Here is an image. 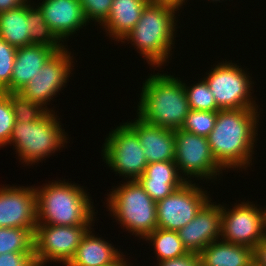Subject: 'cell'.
<instances>
[{
    "label": "cell",
    "mask_w": 266,
    "mask_h": 266,
    "mask_svg": "<svg viewBox=\"0 0 266 266\" xmlns=\"http://www.w3.org/2000/svg\"><path fill=\"white\" fill-rule=\"evenodd\" d=\"M178 10L176 6L151 1L144 8L137 24L121 42H131L151 67H162L173 52L171 50L177 28L175 11Z\"/></svg>",
    "instance_id": "4"
},
{
    "label": "cell",
    "mask_w": 266,
    "mask_h": 266,
    "mask_svg": "<svg viewBox=\"0 0 266 266\" xmlns=\"http://www.w3.org/2000/svg\"><path fill=\"white\" fill-rule=\"evenodd\" d=\"M265 210H262L263 214V233H264V238L266 239V208Z\"/></svg>",
    "instance_id": "40"
},
{
    "label": "cell",
    "mask_w": 266,
    "mask_h": 266,
    "mask_svg": "<svg viewBox=\"0 0 266 266\" xmlns=\"http://www.w3.org/2000/svg\"><path fill=\"white\" fill-rule=\"evenodd\" d=\"M27 10L28 3L0 13V38L15 48L31 45Z\"/></svg>",
    "instance_id": "22"
},
{
    "label": "cell",
    "mask_w": 266,
    "mask_h": 266,
    "mask_svg": "<svg viewBox=\"0 0 266 266\" xmlns=\"http://www.w3.org/2000/svg\"><path fill=\"white\" fill-rule=\"evenodd\" d=\"M123 256L125 255L122 254L117 260L106 266H131L129 262L125 261V258Z\"/></svg>",
    "instance_id": "39"
},
{
    "label": "cell",
    "mask_w": 266,
    "mask_h": 266,
    "mask_svg": "<svg viewBox=\"0 0 266 266\" xmlns=\"http://www.w3.org/2000/svg\"><path fill=\"white\" fill-rule=\"evenodd\" d=\"M72 57L68 48L63 47L56 51L40 68L38 74L18 93L26 99L42 105L48 111H53V109L47 108V105L63 86H66L71 71H73L72 67H74Z\"/></svg>",
    "instance_id": "12"
},
{
    "label": "cell",
    "mask_w": 266,
    "mask_h": 266,
    "mask_svg": "<svg viewBox=\"0 0 266 266\" xmlns=\"http://www.w3.org/2000/svg\"><path fill=\"white\" fill-rule=\"evenodd\" d=\"M137 116L165 129L178 130L190 111L183 82L171 74H151L140 93Z\"/></svg>",
    "instance_id": "2"
},
{
    "label": "cell",
    "mask_w": 266,
    "mask_h": 266,
    "mask_svg": "<svg viewBox=\"0 0 266 266\" xmlns=\"http://www.w3.org/2000/svg\"><path fill=\"white\" fill-rule=\"evenodd\" d=\"M139 178L183 179L174 161L148 163L144 173Z\"/></svg>",
    "instance_id": "33"
},
{
    "label": "cell",
    "mask_w": 266,
    "mask_h": 266,
    "mask_svg": "<svg viewBox=\"0 0 266 266\" xmlns=\"http://www.w3.org/2000/svg\"><path fill=\"white\" fill-rule=\"evenodd\" d=\"M239 67L226 60L211 68L204 78L220 110L258 108L251 96L252 77Z\"/></svg>",
    "instance_id": "7"
},
{
    "label": "cell",
    "mask_w": 266,
    "mask_h": 266,
    "mask_svg": "<svg viewBox=\"0 0 266 266\" xmlns=\"http://www.w3.org/2000/svg\"><path fill=\"white\" fill-rule=\"evenodd\" d=\"M31 0H0V13L6 12L10 9L23 7Z\"/></svg>",
    "instance_id": "37"
},
{
    "label": "cell",
    "mask_w": 266,
    "mask_h": 266,
    "mask_svg": "<svg viewBox=\"0 0 266 266\" xmlns=\"http://www.w3.org/2000/svg\"><path fill=\"white\" fill-rule=\"evenodd\" d=\"M37 196L35 187L0 188V227L36 229Z\"/></svg>",
    "instance_id": "14"
},
{
    "label": "cell",
    "mask_w": 266,
    "mask_h": 266,
    "mask_svg": "<svg viewBox=\"0 0 266 266\" xmlns=\"http://www.w3.org/2000/svg\"><path fill=\"white\" fill-rule=\"evenodd\" d=\"M91 230L83 237L74 257L66 266H106L122 255L111 243L96 237Z\"/></svg>",
    "instance_id": "20"
},
{
    "label": "cell",
    "mask_w": 266,
    "mask_h": 266,
    "mask_svg": "<svg viewBox=\"0 0 266 266\" xmlns=\"http://www.w3.org/2000/svg\"><path fill=\"white\" fill-rule=\"evenodd\" d=\"M88 23H103L111 10L113 0H79Z\"/></svg>",
    "instance_id": "32"
},
{
    "label": "cell",
    "mask_w": 266,
    "mask_h": 266,
    "mask_svg": "<svg viewBox=\"0 0 266 266\" xmlns=\"http://www.w3.org/2000/svg\"><path fill=\"white\" fill-rule=\"evenodd\" d=\"M55 52L53 48L34 44L17 48L11 82L3 92L18 93Z\"/></svg>",
    "instance_id": "18"
},
{
    "label": "cell",
    "mask_w": 266,
    "mask_h": 266,
    "mask_svg": "<svg viewBox=\"0 0 266 266\" xmlns=\"http://www.w3.org/2000/svg\"><path fill=\"white\" fill-rule=\"evenodd\" d=\"M59 120L54 110L33 122H15L7 145L15 147L22 163H39L67 143L68 134L62 129Z\"/></svg>",
    "instance_id": "6"
},
{
    "label": "cell",
    "mask_w": 266,
    "mask_h": 266,
    "mask_svg": "<svg viewBox=\"0 0 266 266\" xmlns=\"http://www.w3.org/2000/svg\"><path fill=\"white\" fill-rule=\"evenodd\" d=\"M196 266H204L201 262H199Z\"/></svg>",
    "instance_id": "41"
},
{
    "label": "cell",
    "mask_w": 266,
    "mask_h": 266,
    "mask_svg": "<svg viewBox=\"0 0 266 266\" xmlns=\"http://www.w3.org/2000/svg\"><path fill=\"white\" fill-rule=\"evenodd\" d=\"M186 182L163 200L156 202L157 228L178 231L195 218L211 199L199 184Z\"/></svg>",
    "instance_id": "11"
},
{
    "label": "cell",
    "mask_w": 266,
    "mask_h": 266,
    "mask_svg": "<svg viewBox=\"0 0 266 266\" xmlns=\"http://www.w3.org/2000/svg\"><path fill=\"white\" fill-rule=\"evenodd\" d=\"M204 266H251L253 248L217 240L199 253Z\"/></svg>",
    "instance_id": "21"
},
{
    "label": "cell",
    "mask_w": 266,
    "mask_h": 266,
    "mask_svg": "<svg viewBox=\"0 0 266 266\" xmlns=\"http://www.w3.org/2000/svg\"><path fill=\"white\" fill-rule=\"evenodd\" d=\"M102 157L111 170L128 178L137 180L148 164L137 134L126 124H120L109 132L102 146Z\"/></svg>",
    "instance_id": "8"
},
{
    "label": "cell",
    "mask_w": 266,
    "mask_h": 266,
    "mask_svg": "<svg viewBox=\"0 0 266 266\" xmlns=\"http://www.w3.org/2000/svg\"><path fill=\"white\" fill-rule=\"evenodd\" d=\"M253 263L256 266H266V239L253 247Z\"/></svg>",
    "instance_id": "36"
},
{
    "label": "cell",
    "mask_w": 266,
    "mask_h": 266,
    "mask_svg": "<svg viewBox=\"0 0 266 266\" xmlns=\"http://www.w3.org/2000/svg\"><path fill=\"white\" fill-rule=\"evenodd\" d=\"M37 6L61 43L88 23L79 0H43Z\"/></svg>",
    "instance_id": "16"
},
{
    "label": "cell",
    "mask_w": 266,
    "mask_h": 266,
    "mask_svg": "<svg viewBox=\"0 0 266 266\" xmlns=\"http://www.w3.org/2000/svg\"><path fill=\"white\" fill-rule=\"evenodd\" d=\"M217 111L190 110L187 114L182 130L208 137L216 123Z\"/></svg>",
    "instance_id": "28"
},
{
    "label": "cell",
    "mask_w": 266,
    "mask_h": 266,
    "mask_svg": "<svg viewBox=\"0 0 266 266\" xmlns=\"http://www.w3.org/2000/svg\"><path fill=\"white\" fill-rule=\"evenodd\" d=\"M199 262V254L188 253L178 258L163 260L157 263V266H196Z\"/></svg>",
    "instance_id": "35"
},
{
    "label": "cell",
    "mask_w": 266,
    "mask_h": 266,
    "mask_svg": "<svg viewBox=\"0 0 266 266\" xmlns=\"http://www.w3.org/2000/svg\"><path fill=\"white\" fill-rule=\"evenodd\" d=\"M190 110L219 111L211 89L208 87L204 77L203 80L188 86L183 82Z\"/></svg>",
    "instance_id": "26"
},
{
    "label": "cell",
    "mask_w": 266,
    "mask_h": 266,
    "mask_svg": "<svg viewBox=\"0 0 266 266\" xmlns=\"http://www.w3.org/2000/svg\"><path fill=\"white\" fill-rule=\"evenodd\" d=\"M151 1L156 3H166L181 8V6L184 5L183 3H185L186 0H151Z\"/></svg>",
    "instance_id": "38"
},
{
    "label": "cell",
    "mask_w": 266,
    "mask_h": 266,
    "mask_svg": "<svg viewBox=\"0 0 266 266\" xmlns=\"http://www.w3.org/2000/svg\"><path fill=\"white\" fill-rule=\"evenodd\" d=\"M15 122L10 93L0 92V147L8 144Z\"/></svg>",
    "instance_id": "30"
},
{
    "label": "cell",
    "mask_w": 266,
    "mask_h": 266,
    "mask_svg": "<svg viewBox=\"0 0 266 266\" xmlns=\"http://www.w3.org/2000/svg\"><path fill=\"white\" fill-rule=\"evenodd\" d=\"M17 48L0 38V92H3L11 82Z\"/></svg>",
    "instance_id": "31"
},
{
    "label": "cell",
    "mask_w": 266,
    "mask_h": 266,
    "mask_svg": "<svg viewBox=\"0 0 266 266\" xmlns=\"http://www.w3.org/2000/svg\"><path fill=\"white\" fill-rule=\"evenodd\" d=\"M240 203L231 209L221 205L220 240L253 248L264 239L263 208L249 201Z\"/></svg>",
    "instance_id": "13"
},
{
    "label": "cell",
    "mask_w": 266,
    "mask_h": 266,
    "mask_svg": "<svg viewBox=\"0 0 266 266\" xmlns=\"http://www.w3.org/2000/svg\"><path fill=\"white\" fill-rule=\"evenodd\" d=\"M48 183L41 188H35L37 224L60 226L93 224L96 216L93 202L80 185L65 182V179Z\"/></svg>",
    "instance_id": "3"
},
{
    "label": "cell",
    "mask_w": 266,
    "mask_h": 266,
    "mask_svg": "<svg viewBox=\"0 0 266 266\" xmlns=\"http://www.w3.org/2000/svg\"><path fill=\"white\" fill-rule=\"evenodd\" d=\"M120 185L113 187L107 195L106 204L110 215L118 220L123 229L144 239L157 229L156 202L137 180Z\"/></svg>",
    "instance_id": "5"
},
{
    "label": "cell",
    "mask_w": 266,
    "mask_h": 266,
    "mask_svg": "<svg viewBox=\"0 0 266 266\" xmlns=\"http://www.w3.org/2000/svg\"><path fill=\"white\" fill-rule=\"evenodd\" d=\"M92 225L60 226L37 224L34 232V257L37 266L47 262L67 265L74 257Z\"/></svg>",
    "instance_id": "9"
},
{
    "label": "cell",
    "mask_w": 266,
    "mask_h": 266,
    "mask_svg": "<svg viewBox=\"0 0 266 266\" xmlns=\"http://www.w3.org/2000/svg\"><path fill=\"white\" fill-rule=\"evenodd\" d=\"M259 115L257 108L217 111L215 126L207 139L213 157L223 170H246L252 163Z\"/></svg>",
    "instance_id": "1"
},
{
    "label": "cell",
    "mask_w": 266,
    "mask_h": 266,
    "mask_svg": "<svg viewBox=\"0 0 266 266\" xmlns=\"http://www.w3.org/2000/svg\"><path fill=\"white\" fill-rule=\"evenodd\" d=\"M144 239L152 243L151 246H153L154 253L157 255V263L189 253L179 238L177 231L157 228Z\"/></svg>",
    "instance_id": "23"
},
{
    "label": "cell",
    "mask_w": 266,
    "mask_h": 266,
    "mask_svg": "<svg viewBox=\"0 0 266 266\" xmlns=\"http://www.w3.org/2000/svg\"><path fill=\"white\" fill-rule=\"evenodd\" d=\"M35 229L0 227V255L11 252H34Z\"/></svg>",
    "instance_id": "25"
},
{
    "label": "cell",
    "mask_w": 266,
    "mask_h": 266,
    "mask_svg": "<svg viewBox=\"0 0 266 266\" xmlns=\"http://www.w3.org/2000/svg\"><path fill=\"white\" fill-rule=\"evenodd\" d=\"M135 119L125 123L137 134L147 162L174 161V130L151 125L137 116Z\"/></svg>",
    "instance_id": "17"
},
{
    "label": "cell",
    "mask_w": 266,
    "mask_h": 266,
    "mask_svg": "<svg viewBox=\"0 0 266 266\" xmlns=\"http://www.w3.org/2000/svg\"><path fill=\"white\" fill-rule=\"evenodd\" d=\"M10 101L16 122H33L41 119L48 112L42 105L26 99L19 93H10Z\"/></svg>",
    "instance_id": "27"
},
{
    "label": "cell",
    "mask_w": 266,
    "mask_h": 266,
    "mask_svg": "<svg viewBox=\"0 0 266 266\" xmlns=\"http://www.w3.org/2000/svg\"><path fill=\"white\" fill-rule=\"evenodd\" d=\"M150 2L151 0H113L108 17L100 26L113 40L123 41Z\"/></svg>",
    "instance_id": "19"
},
{
    "label": "cell",
    "mask_w": 266,
    "mask_h": 266,
    "mask_svg": "<svg viewBox=\"0 0 266 266\" xmlns=\"http://www.w3.org/2000/svg\"><path fill=\"white\" fill-rule=\"evenodd\" d=\"M174 138V162L177 165L180 176L186 182H193L191 180L192 177H199L198 180H203L204 178L206 181L207 179H217V175L219 177L220 173L222 174L221 171L223 169L213 157L207 137L178 129L174 131Z\"/></svg>",
    "instance_id": "10"
},
{
    "label": "cell",
    "mask_w": 266,
    "mask_h": 266,
    "mask_svg": "<svg viewBox=\"0 0 266 266\" xmlns=\"http://www.w3.org/2000/svg\"><path fill=\"white\" fill-rule=\"evenodd\" d=\"M0 266H37L34 252H11L0 255Z\"/></svg>",
    "instance_id": "34"
},
{
    "label": "cell",
    "mask_w": 266,
    "mask_h": 266,
    "mask_svg": "<svg viewBox=\"0 0 266 266\" xmlns=\"http://www.w3.org/2000/svg\"><path fill=\"white\" fill-rule=\"evenodd\" d=\"M137 181L155 202L163 200L186 183L184 179L138 178Z\"/></svg>",
    "instance_id": "29"
},
{
    "label": "cell",
    "mask_w": 266,
    "mask_h": 266,
    "mask_svg": "<svg viewBox=\"0 0 266 266\" xmlns=\"http://www.w3.org/2000/svg\"><path fill=\"white\" fill-rule=\"evenodd\" d=\"M28 3L27 22L30 23V42L34 45H43L59 51L65 47L51 31L45 21L44 14L36 4ZM36 5V7L34 6Z\"/></svg>",
    "instance_id": "24"
},
{
    "label": "cell",
    "mask_w": 266,
    "mask_h": 266,
    "mask_svg": "<svg viewBox=\"0 0 266 266\" xmlns=\"http://www.w3.org/2000/svg\"><path fill=\"white\" fill-rule=\"evenodd\" d=\"M211 201L201 208L193 220L177 231L189 253L199 254L210 243L221 239V204Z\"/></svg>",
    "instance_id": "15"
}]
</instances>
